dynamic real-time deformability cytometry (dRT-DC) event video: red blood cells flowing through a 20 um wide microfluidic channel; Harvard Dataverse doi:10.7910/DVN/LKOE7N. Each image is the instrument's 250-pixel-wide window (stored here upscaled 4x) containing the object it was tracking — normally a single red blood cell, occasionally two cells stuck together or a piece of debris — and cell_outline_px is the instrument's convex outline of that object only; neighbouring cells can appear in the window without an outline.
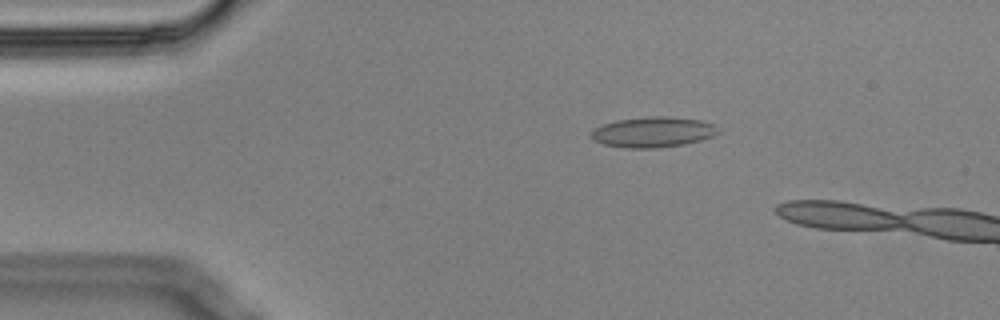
{"species": "Egyptian fruit bat (a non-hibernating species)", "species_latin": "Rousettus aegyptiacus", "temperature_condition": "cold", "stored_images_in_passage": 3, "camera_frame_rate_fps": 3000, "um_per_image_px": 0.085, "animal": {"sex": "male"}, "frame": {"image": 1, "passage_image": 2, "time_ms": 0.333, "image_size_px": [1000, 320], "cell_outline_px": [[720, 132], [712, 136], [700, 140], [684, 144], [656, 148], [624, 148], [604, 144], [592, 140], [592, 132], [596, 128], [604, 124], [616, 120], [648, 116], [668, 116], [700, 120], [716, 124], [720, 128]], "centroid_in_image_um": [55.55, 11.22], "position_along_channel_um": 29.5, "area_um2": 22.6}}